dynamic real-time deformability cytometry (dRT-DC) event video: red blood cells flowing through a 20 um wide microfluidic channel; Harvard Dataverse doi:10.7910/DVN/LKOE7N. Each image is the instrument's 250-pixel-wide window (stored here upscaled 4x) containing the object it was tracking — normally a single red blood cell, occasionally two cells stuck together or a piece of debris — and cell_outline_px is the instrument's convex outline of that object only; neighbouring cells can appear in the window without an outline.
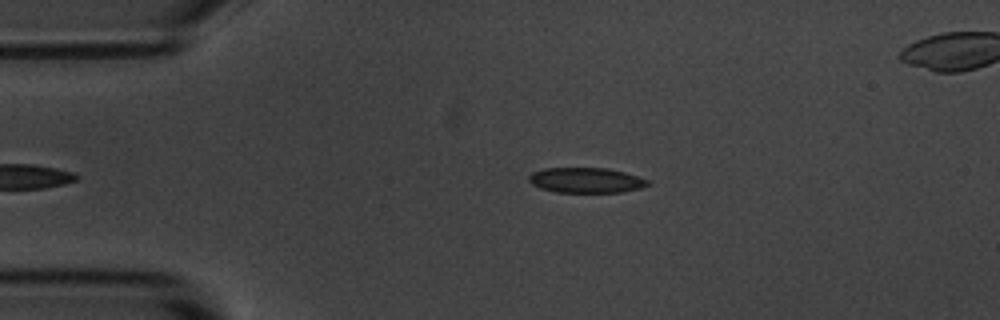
{"species": "common noctule bat (a hibernating species)", "species_latin": "Nyctalus noctula", "temperature_condition": "room temperature", "stored_images_in_passage": 7, "camera_frame_rate_fps": 3000, "um_per_image_px": 0.085, "animal": {"sex": "male", "body_mass_g": 20.1, "forearm_length_mm": 53.5}, "frame": {"image": 1, "passage_image": 2, "time_ms": 0.333, "image_size_px": [1000, 320], "cell_outline_px": [[652, 184], [640, 188], [620, 192], [556, 192], [540, 188], [532, 184], [528, 180], [528, 176], [532, 172], [544, 168], [608, 168], [624, 172], [648, 180]], "centroid_in_image_um": [49.79, 15.32], "position_along_channel_um": 35.2, "area_um2": 17.46}}